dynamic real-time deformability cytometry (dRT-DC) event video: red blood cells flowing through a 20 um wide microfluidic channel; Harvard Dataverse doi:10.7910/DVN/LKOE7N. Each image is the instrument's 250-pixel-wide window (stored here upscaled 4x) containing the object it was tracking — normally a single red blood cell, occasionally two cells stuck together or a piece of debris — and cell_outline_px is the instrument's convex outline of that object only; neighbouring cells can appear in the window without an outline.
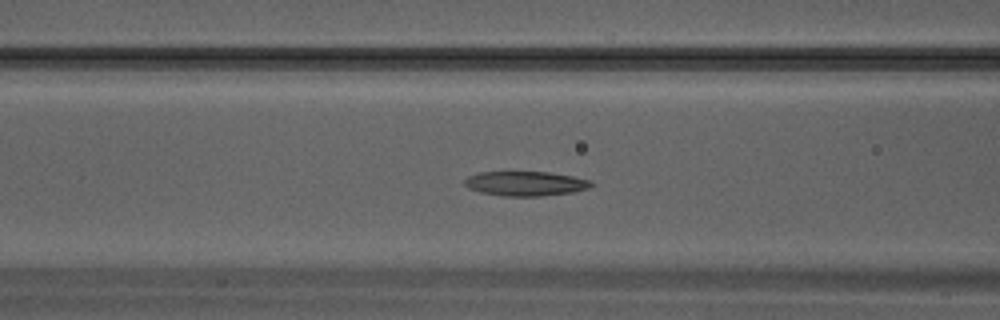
{"species": "Egyptian fruit bat (a non-hibernating species)", "species_latin": "Rousettus aegyptiacus", "temperature_condition": "warm", "stored_images_in_passage": 14, "camera_frame_rate_fps": 3000, "um_per_image_px": 0.085, "animal": {"sex": "male"}, "frame": {"image": 1, "passage_image": 7, "time_ms": 2.0, "image_size_px": [1000, 320], "cell_outline_px": [[596, 184], [588, 188], [572, 192], [540, 196], [504, 196], [480, 192], [468, 188], [464, 184], [464, 180], [468, 176], [480, 172], [548, 172], [572, 176], [592, 180]], "centroid_in_image_um": [44.68, 15.6], "position_along_channel_um": 121.9, "area_um2": 18.15}}
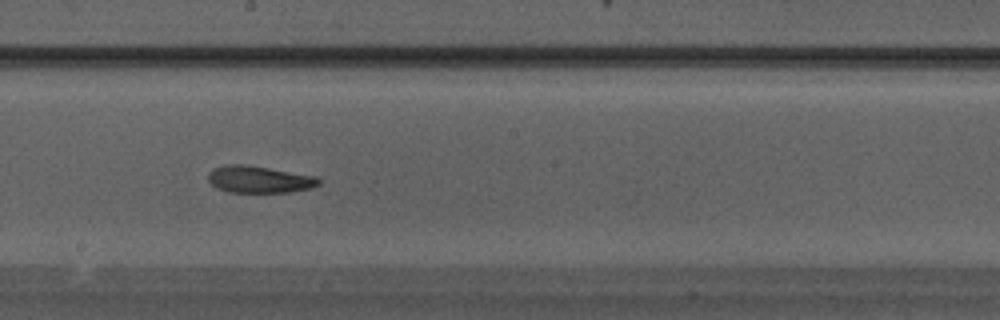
{"frame": {"image": 2, "passage_image": 12, "time_ms": 3.667, "image_size_px": [1000, 320], "cell_outline_px": [[320, 184], [312, 188], [288, 192], [228, 192], [216, 188], [208, 180], [208, 172], [224, 164], [244, 164], [316, 176], [320, 180]], "centroid_in_image_um": [22.02, 15.25], "position_along_channel_um": 226.2, "area_um2": 17.34}}
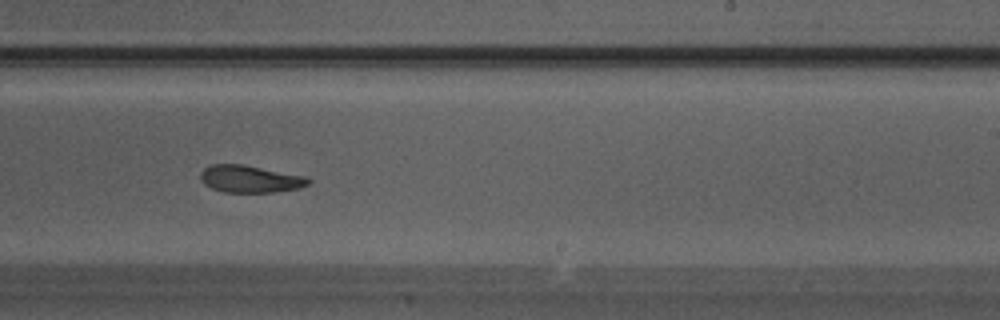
{"frame": {"image": 3, "passage_image": 14, "time_ms": 4.333, "image_size_px": [1000, 320], "cell_outline_px": [[312, 180], [308, 184], [300, 188], [272, 192], [224, 192], [212, 188], [204, 184], [200, 180], [200, 172], [204, 168], [212, 164], [244, 164], [304, 176]], "centroid_in_image_um": [21.23, 15.2], "position_along_channel_um": 267.8, "area_um2": 17.11}}